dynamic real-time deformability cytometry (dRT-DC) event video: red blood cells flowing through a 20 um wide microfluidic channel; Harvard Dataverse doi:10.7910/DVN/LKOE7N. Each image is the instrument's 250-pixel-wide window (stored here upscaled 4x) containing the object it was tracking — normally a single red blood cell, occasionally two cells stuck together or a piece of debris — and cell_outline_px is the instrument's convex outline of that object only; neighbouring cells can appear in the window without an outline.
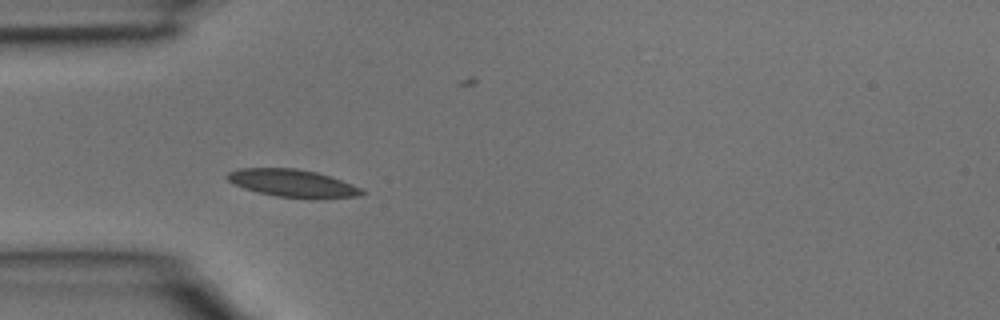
{"species": "common noctule bat (a hibernating species)", "species_latin": "Nyctalus noctula", "temperature_condition": "room temperature", "stored_images_in_passage": 6, "camera_frame_rate_fps": 3000, "um_per_image_px": 0.085, "animal": {"sex": "male", "body_mass_g": 15.6}, "frame": {"image": 1, "passage_image": 4, "time_ms": 1.0, "image_size_px": [1000, 320], "cell_outline_px": [[364, 192], [360, 196], [312, 200], [276, 196], [256, 192], [244, 188], [228, 180], [224, 176], [228, 172], [240, 168], [296, 168], [316, 172], [352, 184], [360, 188]], "centroid_in_image_um": [24.87, 15.59], "position_along_channel_um": 60.1, "area_um2": 21.85}}
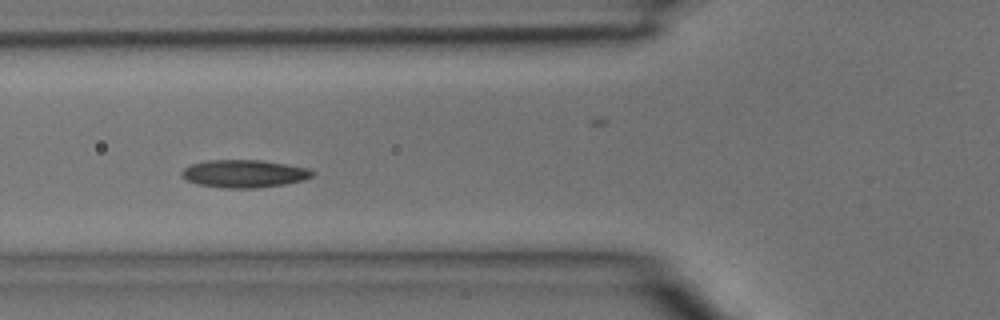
{"frame": {"image": 2, "passage_image": 5, "time_ms": 1.333, "image_size_px": [1000, 320], "cell_outline_px": [[316, 172], [312, 176], [304, 180], [284, 184], [256, 188], [224, 188], [200, 184], [188, 180], [180, 176], [180, 172], [184, 168], [192, 164], [208, 160], [260, 160], [312, 168]], "centroid_in_image_um": [20.79, 14.75], "position_along_channel_um": 105.0, "area_um2": 21.15}}